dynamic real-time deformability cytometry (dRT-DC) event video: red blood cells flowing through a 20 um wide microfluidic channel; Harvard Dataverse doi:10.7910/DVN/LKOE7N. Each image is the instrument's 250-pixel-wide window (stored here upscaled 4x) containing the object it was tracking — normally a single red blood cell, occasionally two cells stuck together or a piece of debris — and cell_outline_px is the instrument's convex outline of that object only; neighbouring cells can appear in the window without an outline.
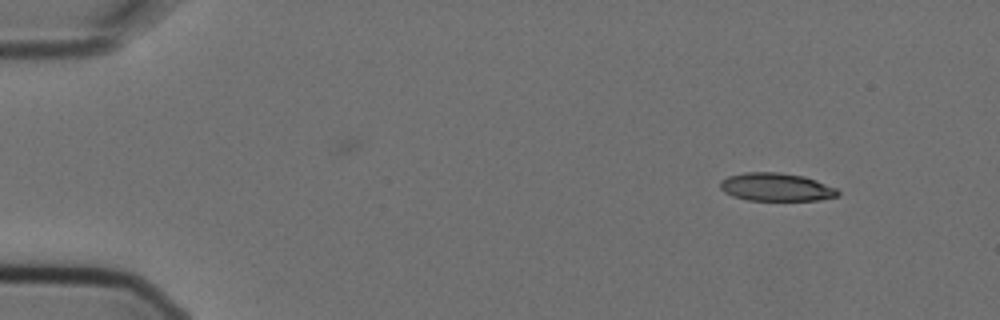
{"species": "Egyptian fruit bat (a non-hibernating species)", "species_latin": "Rousettus aegyptiacus", "temperature_condition": "cold", "stored_images_in_passage": 5, "segment_of_instrument_passage": [1, 2], "camera_frame_rate_fps": 3000, "um_per_image_px": 0.085, "animal": {"sex": "female"}, "frame": {"image": 1, "passage_image": 1, "time_ms": 0.0, "image_size_px": [1000, 320], "cell_outline_px": [[840, 196], [816, 200], [748, 200], [732, 196], [724, 192], [720, 188], [720, 180], [728, 176], [744, 172], [780, 172], [804, 176], [816, 180], [836, 188], [840, 192]], "centroid_in_image_um": [65.97, 15.89], "position_along_channel_um": 19.0, "area_um2": 19.36}}
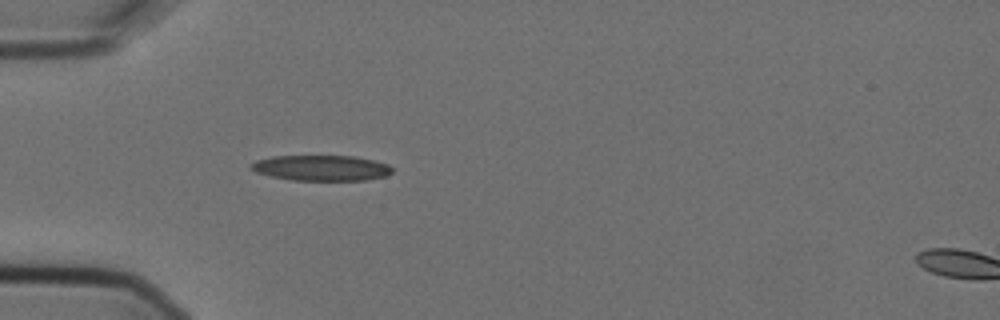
{"frame": {"image": 2, "passage_image": 4, "time_ms": 1.0, "image_size_px": [1000, 320], "cell_outline_px": [[392, 172], [384, 176], [368, 180], [292, 180], [272, 176], [256, 172], [248, 168], [248, 164], [256, 160], [272, 156], [352, 156], [372, 160], [388, 164], [392, 168]], "centroid_in_image_um": [27.26, 14.27], "position_along_channel_um": 57.7, "area_um2": 20.98}}